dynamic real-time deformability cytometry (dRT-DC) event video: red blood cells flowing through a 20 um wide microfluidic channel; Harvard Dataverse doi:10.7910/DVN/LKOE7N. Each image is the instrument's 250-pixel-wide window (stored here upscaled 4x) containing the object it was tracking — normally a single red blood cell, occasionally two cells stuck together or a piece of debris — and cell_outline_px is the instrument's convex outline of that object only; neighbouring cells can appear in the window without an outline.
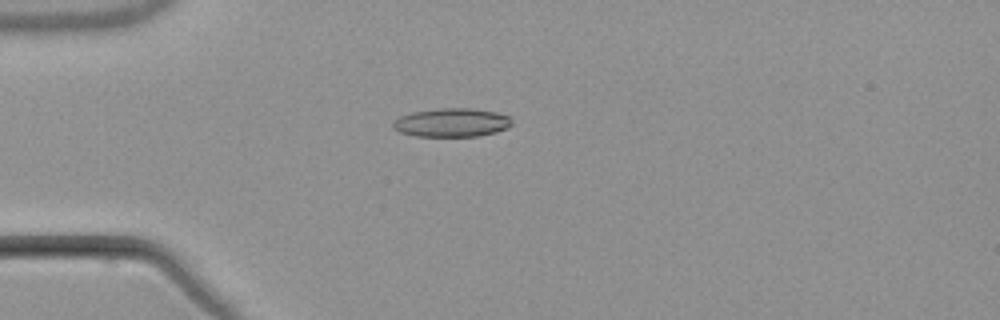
{"species": "common noctule bat (a hibernating species)", "species_latin": "Nyctalus noctula", "temperature_condition": "warm", "stored_images_in_passage": 5, "camera_frame_rate_fps": 3000, "um_per_image_px": 0.085, "animal": {"sex": "male", "body_mass_g": 21.5, "forearm_length_mm": 52.0}, "frame": {"image": 1, "passage_image": 4, "time_ms": 4.333, "image_size_px": [1000, 320], "cell_outline_px": [[512, 124], [508, 128], [496, 132], [480, 136], [416, 136], [400, 132], [392, 128], [392, 120], [400, 116], [412, 112], [436, 108], [472, 108], [496, 112], [512, 116]], "centroid_in_image_um": [38.41, 10.41], "position_along_channel_um": 46.6, "area_um2": 20.17}}
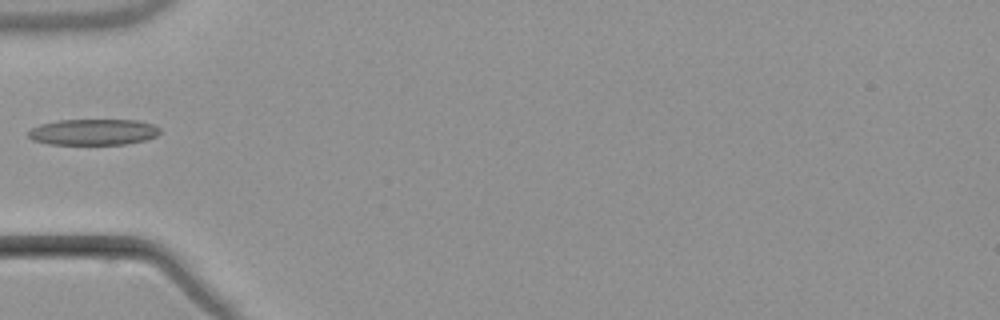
{"frame": {"image": 2, "passage_image": 5, "time_ms": 5.667, "image_size_px": [1000, 320], "cell_outline_px": [[160, 132], [156, 136], [144, 140], [124, 144], [48, 144], [32, 140], [28, 136], [28, 132], [32, 128], [40, 124], [56, 120], [136, 120], [152, 124], [160, 128]], "centroid_in_image_um": [7.9, 11.22], "position_along_channel_um": 77.1, "area_um2": 19.94}}